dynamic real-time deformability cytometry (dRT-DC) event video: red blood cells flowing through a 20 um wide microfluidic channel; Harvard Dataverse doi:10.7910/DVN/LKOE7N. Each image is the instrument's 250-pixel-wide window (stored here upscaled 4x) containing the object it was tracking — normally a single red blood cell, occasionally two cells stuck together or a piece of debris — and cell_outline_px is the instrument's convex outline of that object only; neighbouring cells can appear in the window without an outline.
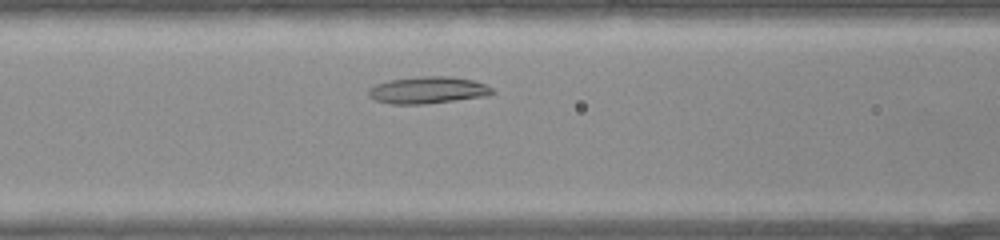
{"species": "common noctule bat (a hibernating species)", "species_latin": "Nyctalus noctula", "temperature_condition": "warm", "stored_images_in_passage": 25, "camera_frame_rate_fps": 3000, "um_per_image_px": 0.085, "animal": {"sex": "female", "body_mass_g": 22.0, "forearm_length_mm": 56.7}, "frame": {"image": 1, "passage_image": 7, "time_ms": 2.0, "image_size_px": [1000, 240], "cell_outline_px": [[496, 92], [488, 96], [424, 104], [392, 104], [376, 100], [368, 96], [368, 88], [376, 84], [388, 80], [416, 76], [448, 76], [472, 80], [484, 84], [492, 88]], "centroid_in_image_um": [36.35, 7.66], "position_along_channel_um": 130.2, "area_um2": 19.54}}
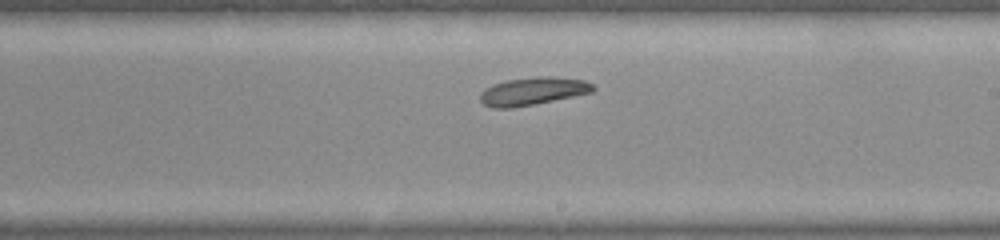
{"frame": {"image": 2, "passage_image": 14, "time_ms": 4.333, "image_size_px": [1000, 240], "cell_outline_px": [[596, 88], [592, 92], [512, 108], [492, 108], [484, 104], [480, 100], [480, 92], [484, 88], [492, 84], [508, 80], [544, 76], [548, 76], [584, 80], [592, 84]], "centroid_in_image_um": [45.24, 7.75], "position_along_channel_um": 243.8, "area_um2": 18.03}}
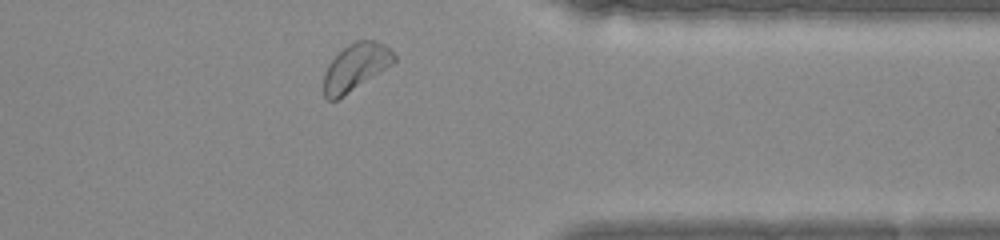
{"frame": {"image": 3, "passage_image": 23, "time_ms": 7.333, "image_size_px": [1000, 240], "cell_outline_px": [[396, 60], [392, 64], [336, 100], [328, 100], [324, 96], [324, 72], [328, 64], [348, 44], [356, 40], [376, 40], [384, 44], [396, 56]], "centroid_in_image_um": [30.22, 5.68], "position_along_channel_um": 381.2, "area_um2": 18.84}}